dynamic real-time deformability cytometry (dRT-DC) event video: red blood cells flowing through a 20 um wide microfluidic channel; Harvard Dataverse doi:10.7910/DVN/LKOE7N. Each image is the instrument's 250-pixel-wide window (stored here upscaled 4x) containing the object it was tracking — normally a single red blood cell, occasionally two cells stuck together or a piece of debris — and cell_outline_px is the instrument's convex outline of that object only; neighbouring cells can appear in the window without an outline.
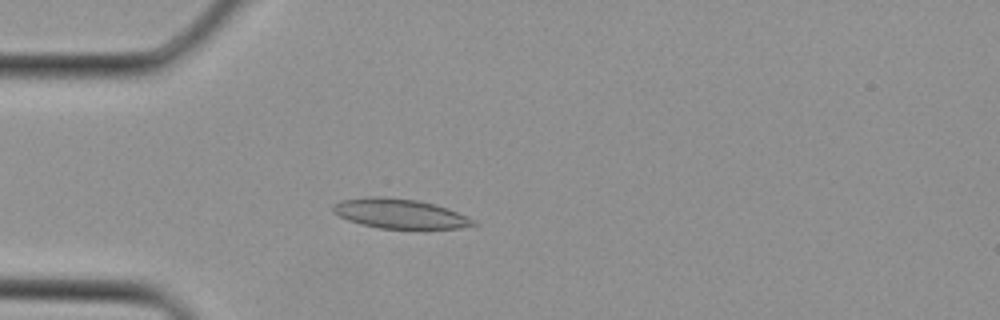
{"species": "Egyptian fruit bat (a non-hibernating species)", "species_latin": "Rousettus aegyptiacus", "temperature_condition": "cold", "stored_images_in_passage": 3, "camera_frame_rate_fps": 3000, "um_per_image_px": 0.085, "animal": {"sex": "female"}, "frame": {"image": 1, "passage_image": 3, "time_ms": 0.667, "image_size_px": [1000, 320], "cell_outline_px": [[480, 224], [460, 228], [380, 228], [360, 224], [348, 220], [332, 212], [332, 204], [340, 200], [368, 196], [380, 196], [416, 200], [436, 204], [448, 208]], "centroid_in_image_um": [33.92, 18.14], "position_along_channel_um": 51.1, "area_um2": 24.1}}